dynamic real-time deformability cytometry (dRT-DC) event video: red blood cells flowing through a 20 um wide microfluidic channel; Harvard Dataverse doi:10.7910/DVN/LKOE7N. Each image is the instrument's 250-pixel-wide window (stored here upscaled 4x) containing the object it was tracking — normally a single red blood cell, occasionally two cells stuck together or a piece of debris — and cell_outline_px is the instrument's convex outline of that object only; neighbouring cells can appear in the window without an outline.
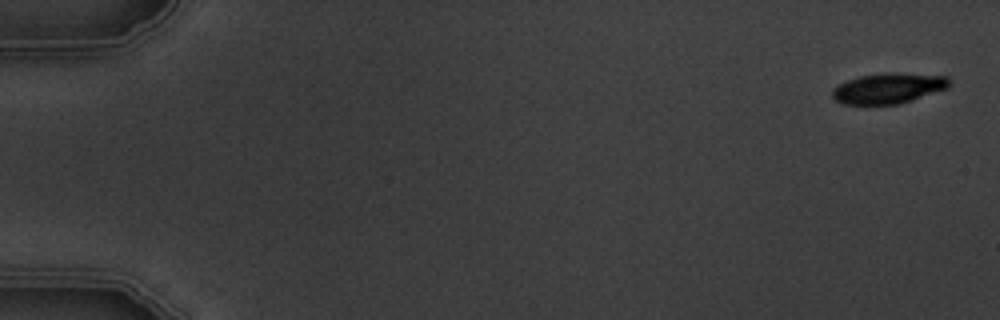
{"species": "common noctule bat (a hibernating species)", "species_latin": "Nyctalus noctula", "temperature_condition": "warm", "stored_images_in_passage": 5, "segment_of_instrument_passage": [2, 2], "camera_frame_rate_fps": 3000, "um_per_image_px": 0.085, "animal": {"sex": "male", "body_mass_g": 19.5, "forearm_length_mm": 54.6}, "frame": {"image": 1, "passage_image": 5, "time_ms": 4.667, "image_size_px": [1000, 320], "cell_outline_px": [[948, 88], [900, 104], [844, 104], [836, 100], [832, 96], [832, 88], [848, 80], [860, 76], [948, 76]], "centroid_in_image_um": [75.44, 7.58], "position_along_channel_um": 9.6, "area_um2": 19.31}}